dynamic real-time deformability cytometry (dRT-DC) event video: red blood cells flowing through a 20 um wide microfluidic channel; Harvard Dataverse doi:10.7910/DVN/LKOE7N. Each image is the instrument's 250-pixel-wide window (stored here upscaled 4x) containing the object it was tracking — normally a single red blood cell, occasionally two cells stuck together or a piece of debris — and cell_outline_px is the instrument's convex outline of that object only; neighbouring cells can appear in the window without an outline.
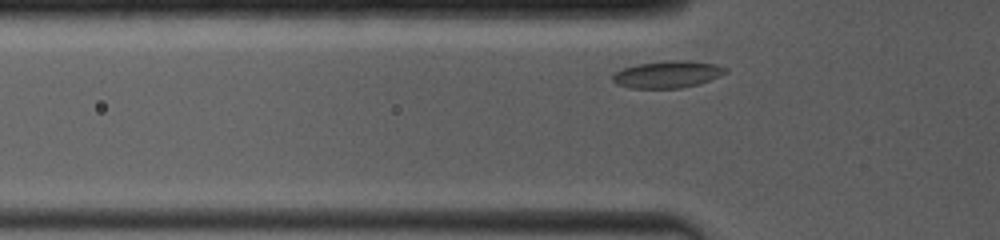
{"species": "common noctule bat (a hibernating species)", "species_latin": "Nyctalus noctula", "temperature_condition": "room temperature", "stored_images_in_passage": 6, "camera_frame_rate_fps": 4000, "um_per_image_px": 0.085, "animal": {"sex": "female", "body_mass_g": 19.0, "forearm_length_mm": 53.3}, "frame": {"image": 1, "passage_image": 2, "time_ms": 0.25, "image_size_px": [1000, 240], "cell_outline_px": [[728, 72], [720, 76], [696, 84], [680, 88], [628, 88], [616, 84], [612, 80], [612, 76], [616, 72], [624, 68], [636, 64], [668, 60], [688, 60], [716, 64], [728, 68]], "centroid_in_image_um": [56.74, 6.31], "position_along_channel_um": 69.1, "area_um2": 17.8}}
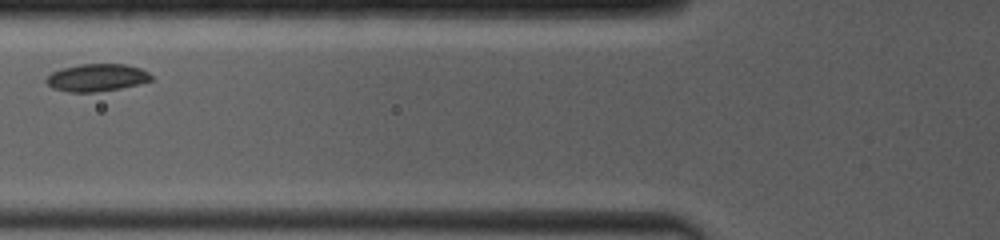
{"frame": {"image": 2, "passage_image": 5, "time_ms": 1.5, "image_size_px": [1000, 240], "cell_outline_px": [[152, 80], [120, 88], [96, 92], [68, 92], [52, 88], [44, 80], [52, 72], [60, 68], [80, 64], [124, 64], [140, 68], [148, 72], [152, 76]], "centroid_in_image_um": [8.19, 6.59], "position_along_channel_um": 117.6, "area_um2": 16.76}}